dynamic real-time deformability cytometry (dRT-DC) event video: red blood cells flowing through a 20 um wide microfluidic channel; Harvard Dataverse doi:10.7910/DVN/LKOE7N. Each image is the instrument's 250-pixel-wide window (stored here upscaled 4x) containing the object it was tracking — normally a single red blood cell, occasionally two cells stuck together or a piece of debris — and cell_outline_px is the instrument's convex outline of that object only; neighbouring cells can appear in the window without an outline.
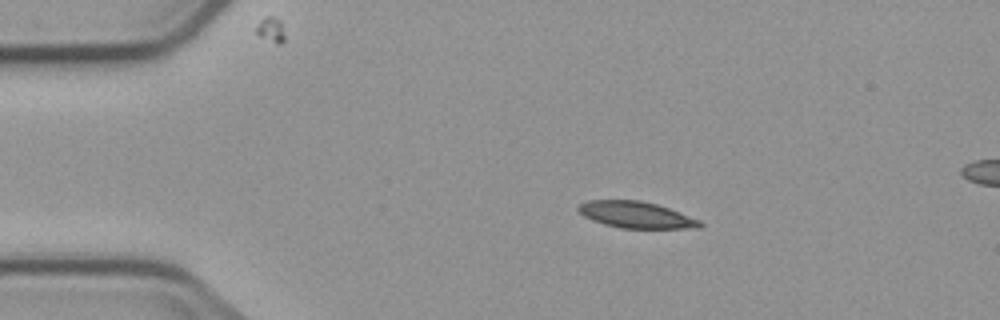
{"species": "common noctule bat (a hibernating species)", "species_latin": "Nyctalus noctula", "temperature_condition": "cold", "stored_images_in_passage": 9, "camera_frame_rate_fps": 3000, "um_per_image_px": 0.085, "animal": {"sex": "male", "body_mass_g": 23.1, "forearm_length_mm": 52.7}, "frame": {"image": 1, "passage_image": 2, "time_ms": 1.333, "image_size_px": [1000, 320], "cell_outline_px": [[704, 224], [700, 228], [620, 228], [604, 224], [592, 220], [584, 216], [576, 208], [580, 204], [588, 200], [640, 200], [656, 204], [668, 208], [700, 220]], "centroid_in_image_um": [54.06, 18.26], "position_along_channel_um": 30.9, "area_um2": 18.67}}
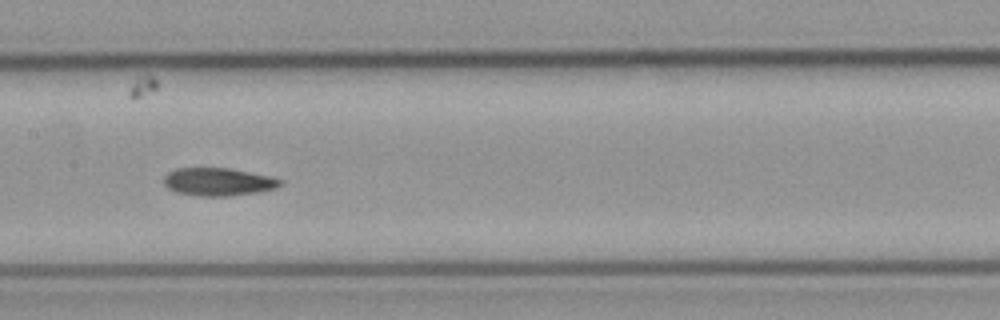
{"frame": {"image": 2, "passage_image": 7, "time_ms": 7.0, "image_size_px": [1000, 320], "cell_outline_px": [[284, 184], [276, 188], [256, 192], [228, 196], [196, 196], [176, 192], [168, 188], [164, 184], [164, 176], [168, 172], [176, 168], [228, 168], [268, 176], [280, 180]], "centroid_in_image_um": [18.5, 15.46], "position_along_channel_um": 188.9, "area_um2": 18.79}}
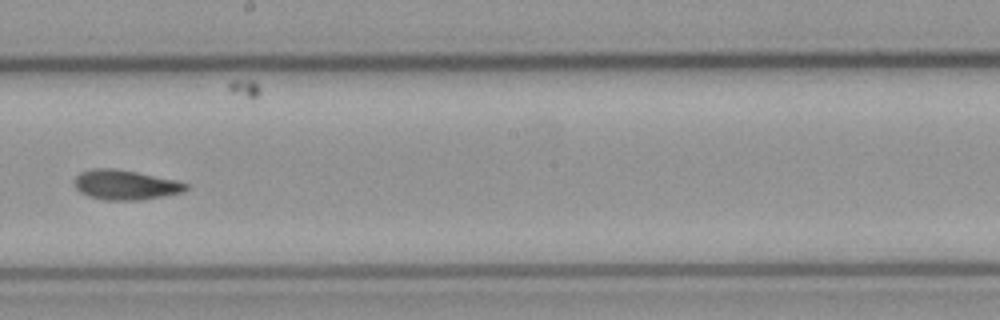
{"frame": {"image": 3, "passage_image": 8, "time_ms": 8.333, "image_size_px": [1000, 320], "cell_outline_px": [[188, 188], [184, 192], [140, 200], [104, 200], [88, 196], [80, 192], [76, 188], [76, 176], [80, 172], [92, 168], [112, 168], [136, 172], [172, 180], [188, 184]], "centroid_in_image_um": [10.63, 15.72], "position_along_channel_um": 237.6, "area_um2": 19.07}}